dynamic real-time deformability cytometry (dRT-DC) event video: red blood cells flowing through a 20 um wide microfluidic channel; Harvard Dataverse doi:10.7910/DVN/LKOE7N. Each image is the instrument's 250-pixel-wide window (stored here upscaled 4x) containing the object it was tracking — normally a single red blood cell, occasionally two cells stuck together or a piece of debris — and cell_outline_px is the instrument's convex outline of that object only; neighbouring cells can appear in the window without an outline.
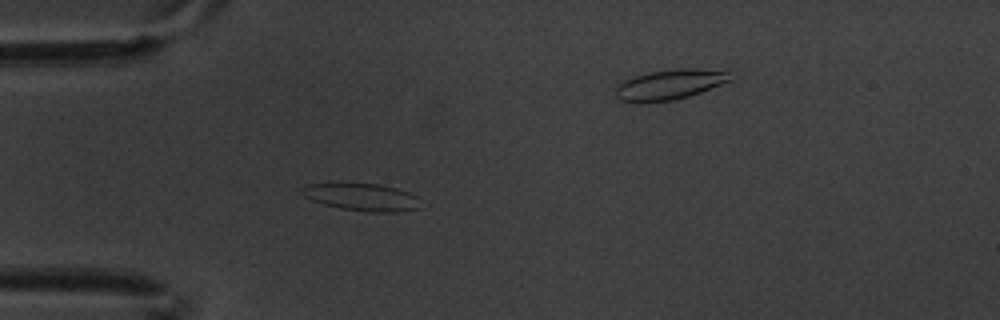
{"species": "common noctule bat (a hibernating species)", "species_latin": "Nyctalus noctula", "temperature_condition": "warm", "stored_images_in_passage": 6, "camera_frame_rate_fps": 3000, "um_per_image_px": 0.085, "animal": {"sex": "male", "body_mass_g": 20.1, "forearm_length_mm": 53.5}, "frame": {"image": 1, "passage_image": 5, "time_ms": 1.333, "image_size_px": [1000, 320], "cell_outline_px": [[416, 208], [400, 212], [368, 212], [340, 208], [324, 204], [312, 200], [304, 196], [300, 192], [300, 188], [308, 184], [380, 184], [396, 188], [408, 192], [416, 196]], "centroid_in_image_um": [30.7, 16.75], "position_along_channel_um": 54.3, "area_um2": 18.5}}